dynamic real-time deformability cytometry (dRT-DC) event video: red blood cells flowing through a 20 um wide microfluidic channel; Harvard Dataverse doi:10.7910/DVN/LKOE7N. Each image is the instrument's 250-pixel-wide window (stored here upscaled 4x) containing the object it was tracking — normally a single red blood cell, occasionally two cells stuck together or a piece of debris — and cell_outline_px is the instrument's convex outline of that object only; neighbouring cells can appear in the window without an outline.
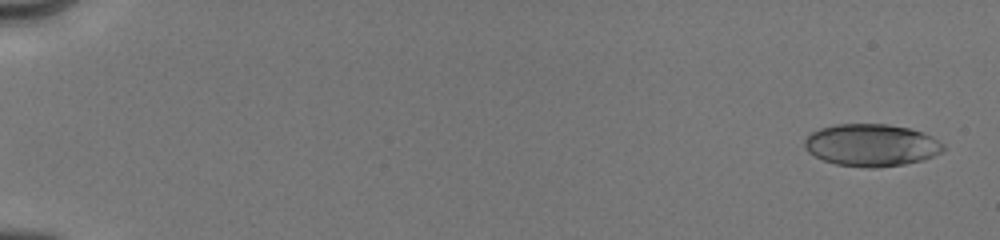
{"species": "human", "species_latin": "Homo sapiens", "temperature_condition": "cold", "stored_images_in_passage": 50, "camera_frame_rate_fps": 3000, "um_per_image_px": 0.085, "donor": {"sex": "male"}, "frame": {"image": 1, "passage_image": 3, "time_ms": 0.333, "image_size_px": [1000, 240], "cell_outline_px": [[944, 148], [940, 152], [924, 160], [904, 164], [876, 168], [868, 168], [836, 164], [824, 160], [808, 152], [804, 148], [804, 140], [812, 132], [820, 128], [836, 124], [888, 124], [908, 128], [924, 132], [932, 136], [944, 144]], "centroid_in_image_um": [74.07, 12.33], "position_along_channel_um": 10.9, "area_um2": 34.22}}
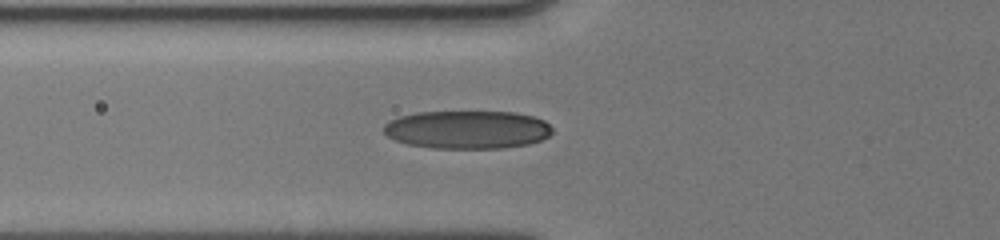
{"frame": {"image": 2, "passage_image": 35, "time_ms": 6.667, "image_size_px": [1000, 240], "cell_outline_px": [[552, 132], [548, 136], [540, 140], [528, 144], [500, 148], [432, 148], [408, 144], [396, 140], [388, 136], [384, 132], [384, 124], [388, 120], [400, 116], [416, 112], [516, 112], [532, 116], [544, 120], [552, 128]], "centroid_in_image_um": [39.71, 11.01], "position_along_channel_um": 86.1, "area_um2": 37.45}}
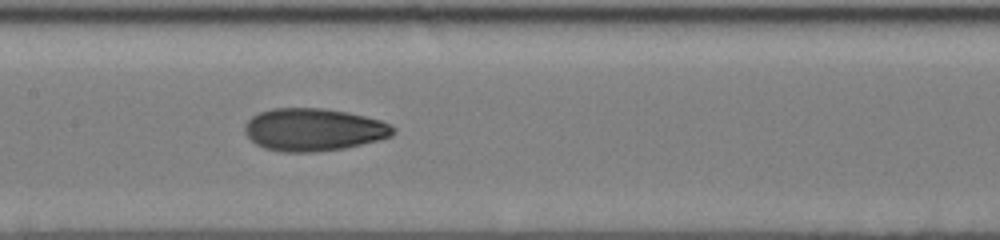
{"frame": {"image": 3, "passage_image": 49, "time_ms": 9.0, "image_size_px": [1000, 240], "cell_outline_px": [[396, 132], [392, 136], [380, 140], [344, 148], [312, 152], [284, 152], [264, 148], [256, 144], [244, 132], [244, 124], [252, 116], [260, 112], [272, 108], [320, 108], [348, 112], [380, 120], [396, 128]], "centroid_in_image_um": [26.66, 11.02], "position_along_channel_um": 180.7, "area_um2": 36.88}}